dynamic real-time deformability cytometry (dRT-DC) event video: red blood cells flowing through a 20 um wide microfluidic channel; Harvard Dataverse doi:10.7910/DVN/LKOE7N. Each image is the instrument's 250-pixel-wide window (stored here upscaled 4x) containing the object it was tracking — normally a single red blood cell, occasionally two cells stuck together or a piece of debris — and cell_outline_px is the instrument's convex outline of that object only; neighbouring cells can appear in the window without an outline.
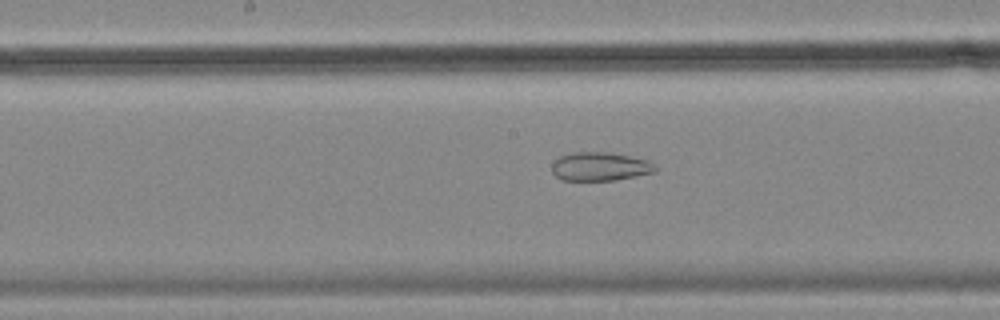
{"species": "common noctule bat (a hibernating species)", "species_latin": "Nyctalus noctula", "temperature_condition": "cold", "stored_images_in_passage": 57, "segment_of_instrument_passage": [2, 2], "camera_frame_rate_fps": 3000, "um_per_image_px": 0.085, "animal": {"sex": "female", "body_mass_g": 18.4}, "frame": {"image": 1, "passage_image": 29, "time_ms": 9.333, "image_size_px": [1000, 320], "cell_outline_px": [[660, 168], [656, 172], [616, 180], [564, 180], [556, 176], [552, 172], [552, 164], [560, 156], [572, 152], [604, 152], [628, 156], [648, 160]], "centroid_in_image_um": [51.03, 14.16], "position_along_channel_um": 197.2, "area_um2": 17.22}}
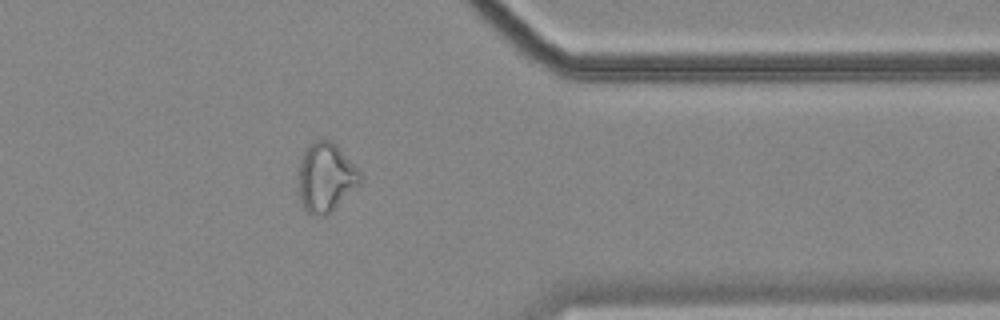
{"frame": {"image": 2, "passage_image": 46, "time_ms": 15.0, "image_size_px": [1000, 320], "cell_outline_px": [[360, 184], [324, 216], [316, 216], [308, 212], [304, 208], [300, 196], [300, 160], [304, 152], [316, 140], [328, 140], [336, 144], [360, 172]], "centroid_in_image_um": [27.7, 15.07], "position_along_channel_um": 383.7, "area_um2": 23.87}}